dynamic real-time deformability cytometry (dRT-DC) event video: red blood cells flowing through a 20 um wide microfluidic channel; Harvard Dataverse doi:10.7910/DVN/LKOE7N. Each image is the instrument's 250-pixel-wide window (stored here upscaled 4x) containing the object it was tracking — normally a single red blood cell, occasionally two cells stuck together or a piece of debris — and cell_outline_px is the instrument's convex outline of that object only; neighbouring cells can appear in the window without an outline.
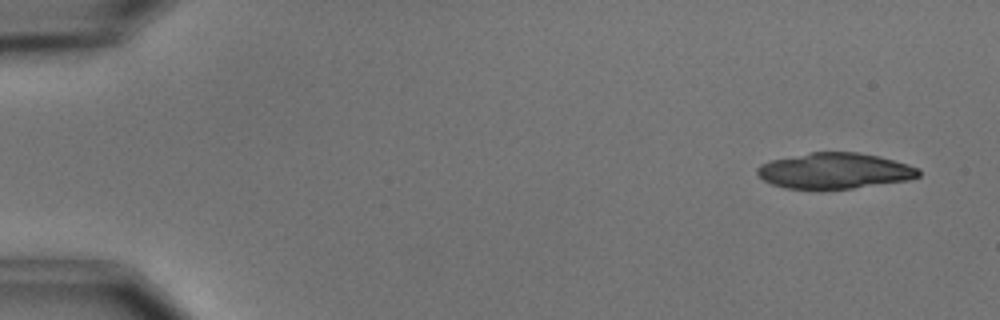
{"species": "common noctule bat (a hibernating species)", "species_latin": "Nyctalus noctula", "temperature_condition": "cold", "stored_images_in_passage": 7, "camera_frame_rate_fps": 3000, "um_per_image_px": 0.085, "animal": {"sex": "male", "body_mass_g": 15.6}, "frame": {"image": 1, "passage_image": 1, "time_ms": 0.0, "image_size_px": [1000, 320], "cell_outline_px": [[920, 176], [908, 180], [852, 188], [784, 188], [772, 184], [764, 180], [756, 172], [756, 168], [760, 164], [772, 160], [808, 152], [856, 152], [880, 156], [908, 164], [920, 168]], "centroid_in_image_um": [70.96, 14.5], "position_along_channel_um": 14.0, "area_um2": 33.47}}
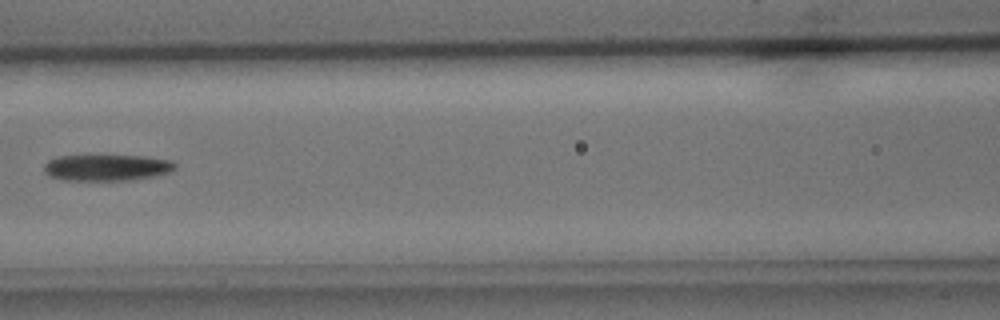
{"frame": {"image": 2, "passage_image": 7, "time_ms": 7.333, "image_size_px": [1000, 320], "cell_outline_px": [[176, 168], [172, 172], [152, 176], [128, 180], [64, 180], [48, 176], [44, 172], [44, 164], [48, 160], [56, 156], [148, 156], [172, 160], [176, 164]], "centroid_in_image_um": [9.08, 14.24], "position_along_channel_um": 157.5, "area_um2": 20.17}}